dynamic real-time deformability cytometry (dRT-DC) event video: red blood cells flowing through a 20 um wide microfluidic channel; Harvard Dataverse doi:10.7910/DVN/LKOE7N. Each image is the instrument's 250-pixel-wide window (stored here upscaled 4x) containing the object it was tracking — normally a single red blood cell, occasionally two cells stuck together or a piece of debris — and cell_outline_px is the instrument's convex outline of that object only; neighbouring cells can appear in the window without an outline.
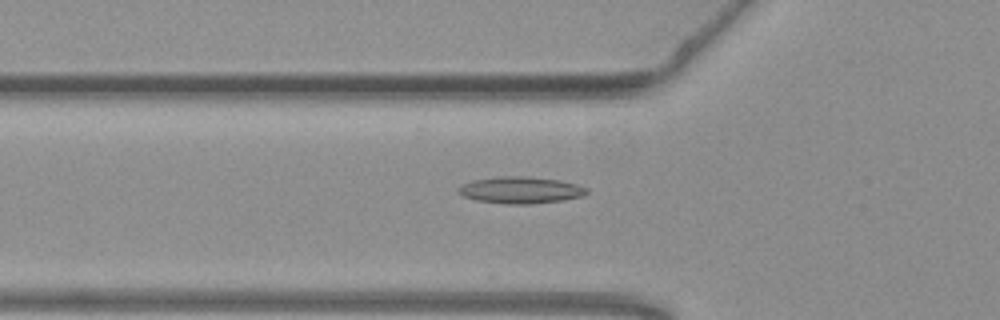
{"species": "common noctule bat (a hibernating species)", "species_latin": "Nyctalus noctula", "temperature_condition": "warm", "stored_images_in_passage": 24, "camera_frame_rate_fps": 3000, "um_per_image_px": 0.085, "animal": {"sex": "female", "body_mass_g": 19.3, "forearm_length_mm": 54.1}, "frame": {"image": 1, "passage_image": 13, "time_ms": 4.0, "image_size_px": [1000, 320], "cell_outline_px": [[588, 192], [584, 196], [564, 200], [528, 204], [508, 204], [476, 200], [464, 196], [456, 192], [456, 188], [460, 184], [472, 180], [500, 176], [528, 176], [560, 180], [576, 184], [588, 188]], "centroid_in_image_um": [44.23, 16.15], "position_along_channel_um": 81.6, "area_um2": 20.23}}
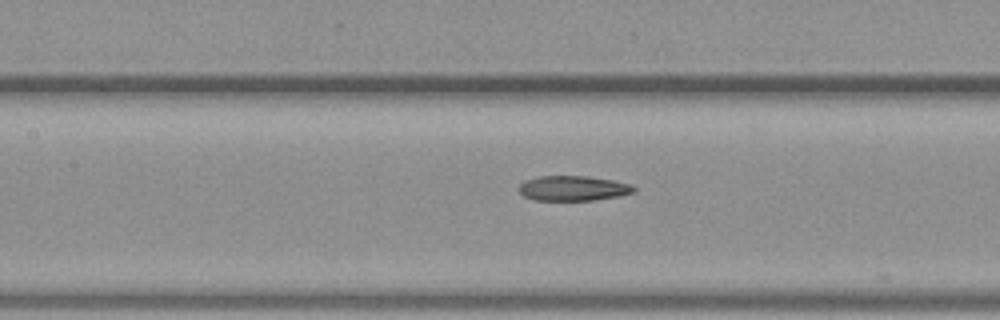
{"frame": {"image": 2, "passage_image": 19, "time_ms": 6.0, "image_size_px": [1000, 320], "cell_outline_px": [[636, 192], [620, 196], [592, 200], [532, 200], [524, 196], [516, 188], [524, 180], [540, 176], [588, 176], [612, 180], [632, 184], [636, 188]], "centroid_in_image_um": [48.71, 16.0], "position_along_channel_um": 158.7, "area_um2": 16.94}}
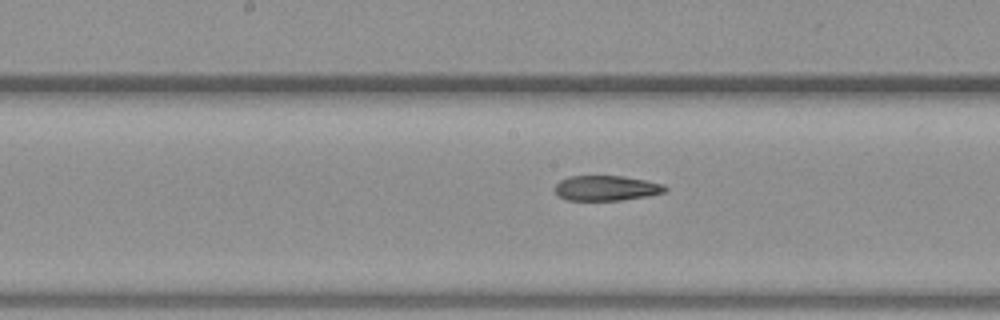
{"frame": {"image": 3, "passage_image": 22, "time_ms": 7.0, "image_size_px": [1000, 320], "cell_outline_px": [[668, 188], [664, 192], [648, 196], [620, 200], [568, 200], [560, 196], [556, 192], [556, 184], [560, 180], [568, 176], [624, 176], [664, 184]], "centroid_in_image_um": [51.55, 15.98], "position_along_channel_um": 196.6, "area_um2": 16.01}}